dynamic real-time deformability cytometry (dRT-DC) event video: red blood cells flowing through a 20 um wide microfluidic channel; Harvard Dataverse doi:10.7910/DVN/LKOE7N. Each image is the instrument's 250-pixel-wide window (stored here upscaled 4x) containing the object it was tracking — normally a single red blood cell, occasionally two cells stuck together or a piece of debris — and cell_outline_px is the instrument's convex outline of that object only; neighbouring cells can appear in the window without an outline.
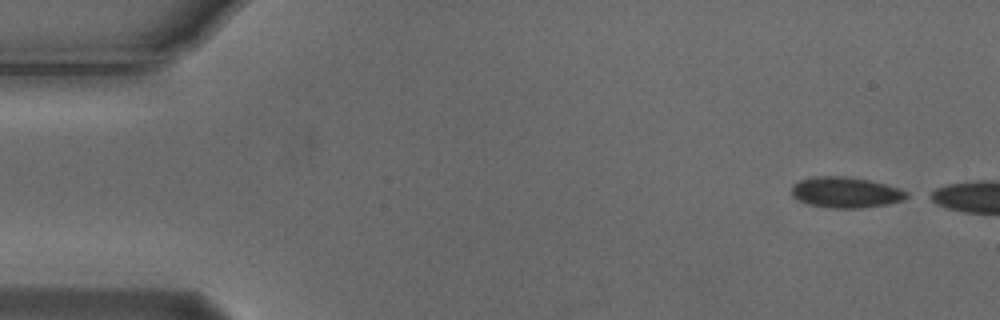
{"species": "Egyptian fruit bat (a non-hibernating species)", "species_latin": "Rousettus aegyptiacus", "temperature_condition": "cold", "stored_images_in_passage": 8, "camera_frame_rate_fps": 3000, "um_per_image_px": 0.085, "animal": {"sex": "male"}, "frame": {"image": 1, "passage_image": 1, "time_ms": 0.0, "image_size_px": [1000, 320], "cell_outline_px": [[908, 196], [904, 200], [884, 204], [860, 208], [832, 208], [808, 204], [796, 200], [792, 196], [792, 184], [800, 180], [816, 176], [848, 176], [868, 180], [884, 184], [908, 192]], "centroid_in_image_um": [71.83, 16.35], "position_along_channel_um": 13.2, "area_um2": 20.52}}